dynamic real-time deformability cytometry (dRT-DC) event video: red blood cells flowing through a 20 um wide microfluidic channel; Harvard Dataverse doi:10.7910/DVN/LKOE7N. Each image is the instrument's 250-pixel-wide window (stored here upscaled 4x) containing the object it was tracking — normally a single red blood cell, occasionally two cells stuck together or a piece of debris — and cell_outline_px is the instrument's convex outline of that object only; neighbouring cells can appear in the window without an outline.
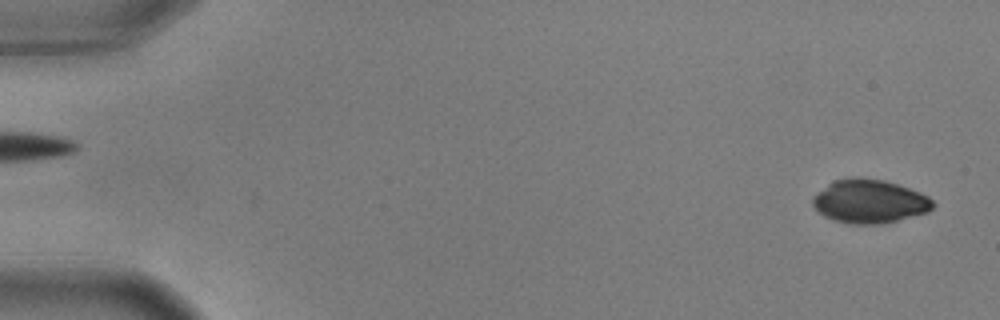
{"species": "common noctule bat (a hibernating species)", "species_latin": "Nyctalus noctula", "temperature_condition": "warm", "stored_images_in_passage": 56, "segment_of_instrument_passage": [1, 2], "camera_frame_rate_fps": 3000, "um_per_image_px": 0.085, "animal": {"sex": "male", "body_mass_g": 17.9, "forearm_length_mm": 54.2}, "frame": {"image": 1, "passage_image": 2, "time_ms": 0.333, "image_size_px": [1000, 320], "cell_outline_px": [[936, 204], [928, 212], [880, 224], [848, 224], [824, 216], [812, 204], [812, 196], [832, 180], [856, 176], [884, 180], [920, 192], [928, 196]], "centroid_in_image_um": [73.89, 17.1], "position_along_channel_um": 11.1, "area_um2": 30.58}}
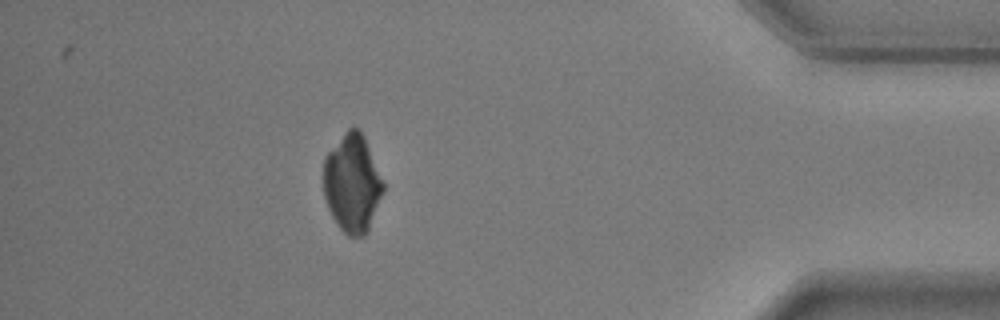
{"frame": {"image": 2, "passage_image": 49, "time_ms": 16.0, "image_size_px": [1000, 320], "cell_outline_px": [[384, 192], [368, 232], [364, 236], [348, 236], [336, 224], [328, 208], [324, 196], [324, 156], [344, 132], [348, 128], [356, 128], [364, 136], [384, 184]], "centroid_in_image_um": [29.94, 15.61], "position_along_channel_um": 405.3, "area_um2": 34.1}}